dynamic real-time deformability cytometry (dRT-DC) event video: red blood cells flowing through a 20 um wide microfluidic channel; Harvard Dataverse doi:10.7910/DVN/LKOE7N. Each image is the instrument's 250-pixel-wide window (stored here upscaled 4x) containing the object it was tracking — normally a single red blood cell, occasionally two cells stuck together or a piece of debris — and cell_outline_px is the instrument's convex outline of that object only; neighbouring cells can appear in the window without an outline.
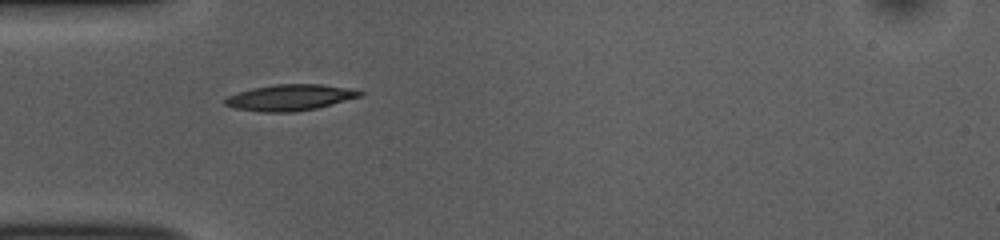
{"species": "common noctule bat (a hibernating species)", "species_latin": "Nyctalus noctula", "temperature_condition": "room temperature", "stored_images_in_passage": 35, "camera_frame_rate_fps": 3000, "um_per_image_px": 0.085, "animal": {"sex": "female", "body_mass_g": 10.0, "forearm_length_mm": 53.1}, "frame": {"image": 1, "passage_image": 1, "time_ms": 0.0, "image_size_px": [1000, 240], "cell_outline_px": [[364, 96], [316, 108], [296, 112], [260, 112], [232, 108], [224, 104], [224, 100], [228, 96], [252, 88], [276, 84], [320, 84], [348, 88], [364, 92]], "centroid_in_image_um": [24.66, 8.3], "position_along_channel_um": 60.3, "area_um2": 20.58}}
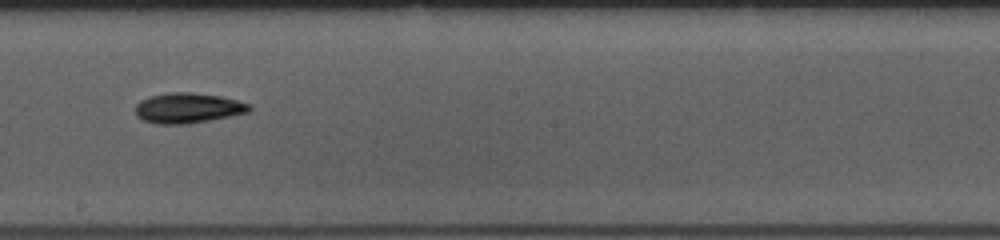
{"frame": {"image": 2, "passage_image": 15, "time_ms": 4.667, "image_size_px": [1000, 240], "cell_outline_px": [[252, 108], [248, 112], [188, 124], [156, 124], [144, 120], [136, 116], [136, 104], [140, 100], [148, 96], [168, 92], [192, 92], [220, 96], [236, 100], [248, 104]], "centroid_in_image_um": [15.92, 9.17], "position_along_channel_um": 232.3, "area_um2": 20.0}}
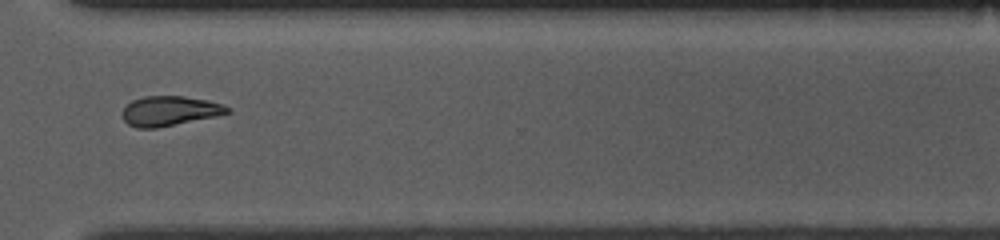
{"frame": {"image": 3, "passage_image": 25, "time_ms": 8.0, "image_size_px": [1000, 240], "cell_outline_px": [[232, 112], [216, 116], [156, 128], [136, 128], [128, 124], [124, 120], [120, 112], [132, 100], [144, 96], [184, 96], [208, 100], [232, 108]], "centroid_in_image_um": [14.41, 9.43], "position_along_channel_um": 356.2, "area_um2": 18.26}, "authors_computed_cell_mechanics": {"area_um2": 19.363, "velocity_mm_per_s": 3.7254, "shape_relaxation_time_tau1_ms": 3.1469, "shape_relaxation_time_tau2_ms": null, "deformation_change_tau1": 0.125, "deformation_change_tau2": null}}